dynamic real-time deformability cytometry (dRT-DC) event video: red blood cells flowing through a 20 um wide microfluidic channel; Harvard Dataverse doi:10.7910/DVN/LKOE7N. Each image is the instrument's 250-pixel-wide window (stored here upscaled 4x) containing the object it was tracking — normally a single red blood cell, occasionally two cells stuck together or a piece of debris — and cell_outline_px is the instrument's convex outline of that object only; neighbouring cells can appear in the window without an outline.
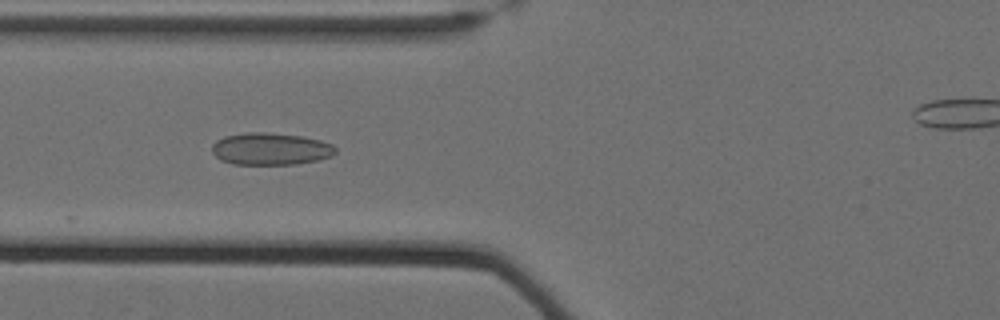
{"species": "Egyptian fruit bat (a non-hibernating species)", "species_latin": "Rousettus aegyptiacus", "temperature_condition": "cold", "stored_images_in_passage": 28, "camera_frame_rate_fps": 3000, "um_per_image_px": 0.085, "animal": {"sex": "female"}, "frame": {"image": 1, "passage_image": 18, "time_ms": 5.667, "image_size_px": [1000, 320], "cell_outline_px": [[336, 152], [332, 156], [320, 160], [296, 164], [232, 164], [220, 160], [212, 152], [212, 144], [216, 140], [224, 136], [248, 132], [264, 132], [300, 136], [320, 140], [332, 144], [336, 148]], "centroid_in_image_um": [23.0, 12.66], "position_along_channel_um": 102.8, "area_um2": 23.24}}
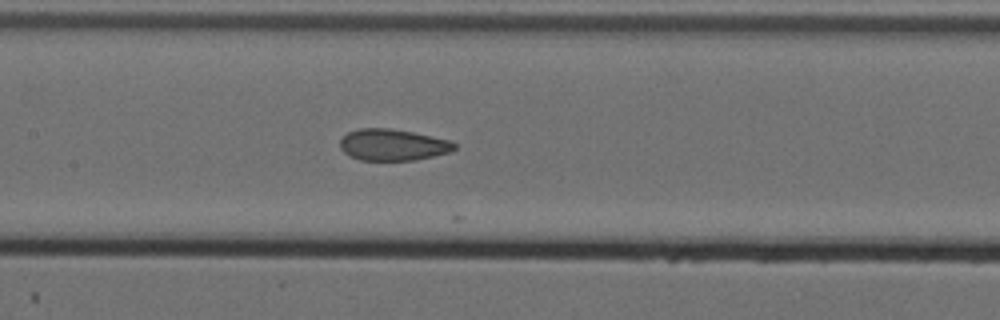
{"frame": {"image": 2, "passage_image": 24, "time_ms": 7.667, "image_size_px": [1000, 320], "cell_outline_px": [[456, 148], [452, 152], [416, 160], [360, 160], [344, 152], [340, 148], [340, 140], [348, 132], [360, 128], [392, 128], [412, 132], [448, 140], [456, 144]], "centroid_in_image_um": [33.4, 12.31], "position_along_channel_um": 174.0, "area_um2": 20.92}}
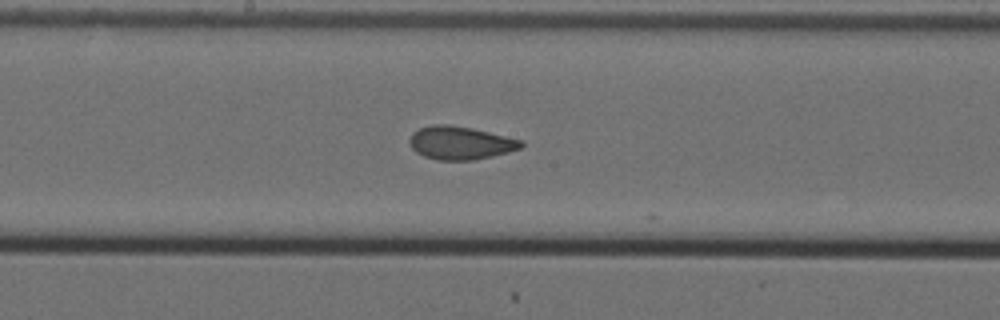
{"frame": {"image": 3, "passage_image": 27, "time_ms": 8.667, "image_size_px": [1000, 320], "cell_outline_px": [[524, 144], [520, 148], [508, 152], [492, 156], [472, 160], [436, 160], [424, 156], [416, 152], [412, 148], [408, 140], [412, 132], [420, 128], [432, 124], [448, 124], [472, 128], [524, 140]], "centroid_in_image_um": [39.12, 12.14], "position_along_channel_um": 209.1, "area_um2": 21.68}}